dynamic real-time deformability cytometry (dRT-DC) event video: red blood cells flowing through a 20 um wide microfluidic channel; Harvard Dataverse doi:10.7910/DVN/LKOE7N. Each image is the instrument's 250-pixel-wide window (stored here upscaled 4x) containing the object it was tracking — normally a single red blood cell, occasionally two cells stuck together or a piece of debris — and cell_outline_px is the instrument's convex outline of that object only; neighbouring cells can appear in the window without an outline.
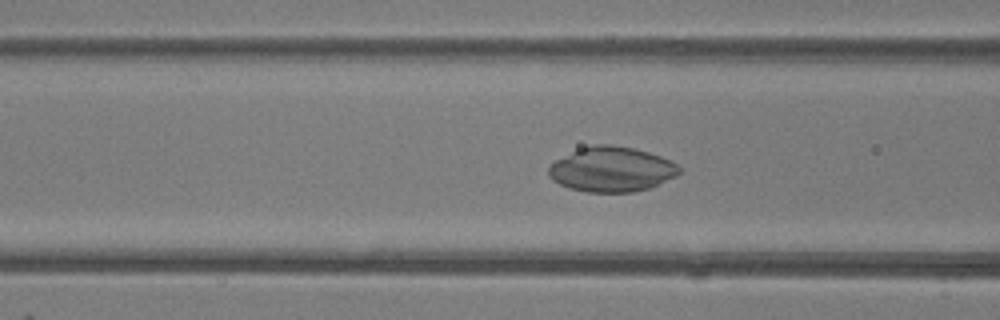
{"species": "common noctule bat (a hibernating species)", "species_latin": "Nyctalus noctula", "temperature_condition": "room temperature", "stored_images_in_passage": 49, "camera_frame_rate_fps": 3000, "um_per_image_px": 0.085, "animal": {"sex": "female"}, "frame": {"image": 1, "passage_image": 19, "time_ms": 6.0, "image_size_px": [1000, 320], "cell_outline_px": [[680, 172], [676, 176], [652, 188], [632, 192], [588, 192], [568, 188], [552, 180], [548, 176], [548, 168], [556, 160], [580, 148], [592, 144], [612, 144], [632, 148], [648, 152], [660, 156], [676, 164], [680, 168]], "centroid_in_image_um": [51.99, 14.4], "position_along_channel_um": 114.6, "area_um2": 34.22}}
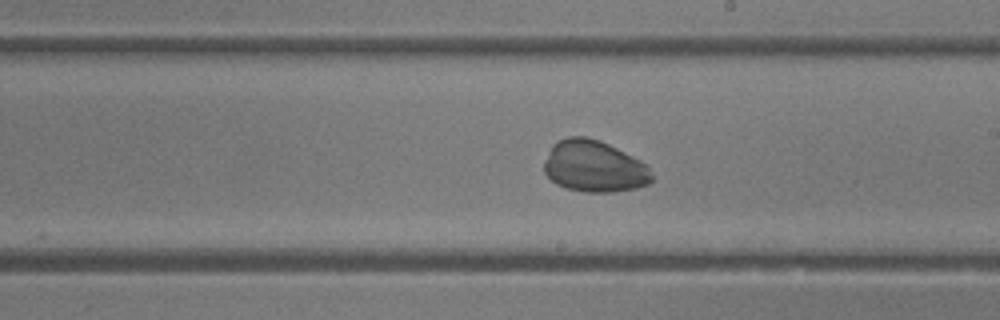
{"frame": {"image": 2, "passage_image": 28, "time_ms": 9.0, "image_size_px": [1000, 320], "cell_outline_px": [[652, 180], [648, 184], [636, 188], [612, 192], [584, 192], [568, 188], [556, 184], [544, 172], [544, 160], [552, 144], [556, 140], [568, 136], [588, 136], [600, 140], [640, 160], [648, 168], [652, 176]], "centroid_in_image_um": [50.46, 14.13], "position_along_channel_um": 238.5, "area_um2": 32.43}}
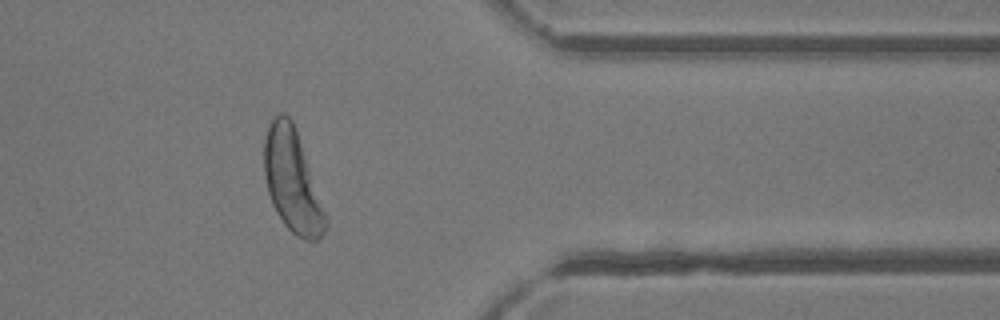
{"frame": {"image": 3, "passage_image": 40, "time_ms": 13.0, "image_size_px": [1000, 320], "cell_outline_px": [[328, 224], [320, 240], [304, 240], [296, 236], [284, 224], [276, 212], [272, 204], [268, 192], [264, 176], [264, 140], [268, 124], [272, 116], [280, 112], [284, 112], [292, 120], [328, 220]], "centroid_in_image_um": [24.82, 15.38], "position_along_channel_um": 386.6, "area_um2": 36.47}}